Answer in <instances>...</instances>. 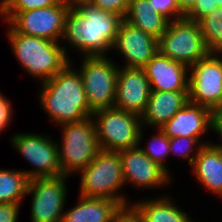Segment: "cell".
I'll list each match as a JSON object with an SVG mask.
<instances>
[{
  "mask_svg": "<svg viewBox=\"0 0 222 222\" xmlns=\"http://www.w3.org/2000/svg\"><path fill=\"white\" fill-rule=\"evenodd\" d=\"M63 0H10L0 12H22L60 4Z\"/></svg>",
  "mask_w": 222,
  "mask_h": 222,
  "instance_id": "cell-27",
  "label": "cell"
},
{
  "mask_svg": "<svg viewBox=\"0 0 222 222\" xmlns=\"http://www.w3.org/2000/svg\"><path fill=\"white\" fill-rule=\"evenodd\" d=\"M92 118L100 150L119 152L141 144V116L111 107L92 113Z\"/></svg>",
  "mask_w": 222,
  "mask_h": 222,
  "instance_id": "cell-4",
  "label": "cell"
},
{
  "mask_svg": "<svg viewBox=\"0 0 222 222\" xmlns=\"http://www.w3.org/2000/svg\"><path fill=\"white\" fill-rule=\"evenodd\" d=\"M10 0H2L0 2V10L9 2Z\"/></svg>",
  "mask_w": 222,
  "mask_h": 222,
  "instance_id": "cell-38",
  "label": "cell"
},
{
  "mask_svg": "<svg viewBox=\"0 0 222 222\" xmlns=\"http://www.w3.org/2000/svg\"><path fill=\"white\" fill-rule=\"evenodd\" d=\"M8 40L15 57L29 75L48 81L70 61L65 46L44 38L16 32L11 26Z\"/></svg>",
  "mask_w": 222,
  "mask_h": 222,
  "instance_id": "cell-3",
  "label": "cell"
},
{
  "mask_svg": "<svg viewBox=\"0 0 222 222\" xmlns=\"http://www.w3.org/2000/svg\"><path fill=\"white\" fill-rule=\"evenodd\" d=\"M69 6L63 1L46 8L22 12H0L16 32L60 42L63 38Z\"/></svg>",
  "mask_w": 222,
  "mask_h": 222,
  "instance_id": "cell-9",
  "label": "cell"
},
{
  "mask_svg": "<svg viewBox=\"0 0 222 222\" xmlns=\"http://www.w3.org/2000/svg\"><path fill=\"white\" fill-rule=\"evenodd\" d=\"M158 134L153 136L147 147L140 149L156 164L163 168L167 173L169 172L165 166V158L170 154L169 137L158 128Z\"/></svg>",
  "mask_w": 222,
  "mask_h": 222,
  "instance_id": "cell-25",
  "label": "cell"
},
{
  "mask_svg": "<svg viewBox=\"0 0 222 222\" xmlns=\"http://www.w3.org/2000/svg\"><path fill=\"white\" fill-rule=\"evenodd\" d=\"M60 126L63 139L61 145H57L59 162L62 175L69 176L86 168L95 159L100 148L92 116Z\"/></svg>",
  "mask_w": 222,
  "mask_h": 222,
  "instance_id": "cell-6",
  "label": "cell"
},
{
  "mask_svg": "<svg viewBox=\"0 0 222 222\" xmlns=\"http://www.w3.org/2000/svg\"><path fill=\"white\" fill-rule=\"evenodd\" d=\"M80 196L105 198L127 205L126 197L118 190L125 184L121 156L118 152L100 150L95 159L80 171Z\"/></svg>",
  "mask_w": 222,
  "mask_h": 222,
  "instance_id": "cell-5",
  "label": "cell"
},
{
  "mask_svg": "<svg viewBox=\"0 0 222 222\" xmlns=\"http://www.w3.org/2000/svg\"><path fill=\"white\" fill-rule=\"evenodd\" d=\"M123 18L91 4L70 7L66 15L63 40L84 56H106L112 49Z\"/></svg>",
  "mask_w": 222,
  "mask_h": 222,
  "instance_id": "cell-1",
  "label": "cell"
},
{
  "mask_svg": "<svg viewBox=\"0 0 222 222\" xmlns=\"http://www.w3.org/2000/svg\"><path fill=\"white\" fill-rule=\"evenodd\" d=\"M217 7L219 6L216 0H198L184 17L198 22L203 16L209 14Z\"/></svg>",
  "mask_w": 222,
  "mask_h": 222,
  "instance_id": "cell-30",
  "label": "cell"
},
{
  "mask_svg": "<svg viewBox=\"0 0 222 222\" xmlns=\"http://www.w3.org/2000/svg\"><path fill=\"white\" fill-rule=\"evenodd\" d=\"M211 130L217 132L221 137V141H222V122H217L213 117L211 120ZM211 145L219 150L222 151V144H212Z\"/></svg>",
  "mask_w": 222,
  "mask_h": 222,
  "instance_id": "cell-35",
  "label": "cell"
},
{
  "mask_svg": "<svg viewBox=\"0 0 222 222\" xmlns=\"http://www.w3.org/2000/svg\"><path fill=\"white\" fill-rule=\"evenodd\" d=\"M70 62L54 77L42 83L40 104L52 121L80 122L92 116L79 71Z\"/></svg>",
  "mask_w": 222,
  "mask_h": 222,
  "instance_id": "cell-2",
  "label": "cell"
},
{
  "mask_svg": "<svg viewBox=\"0 0 222 222\" xmlns=\"http://www.w3.org/2000/svg\"><path fill=\"white\" fill-rule=\"evenodd\" d=\"M20 204L0 203V222H17Z\"/></svg>",
  "mask_w": 222,
  "mask_h": 222,
  "instance_id": "cell-32",
  "label": "cell"
},
{
  "mask_svg": "<svg viewBox=\"0 0 222 222\" xmlns=\"http://www.w3.org/2000/svg\"><path fill=\"white\" fill-rule=\"evenodd\" d=\"M67 178L62 175L29 180L26 195L32 194V222H62Z\"/></svg>",
  "mask_w": 222,
  "mask_h": 222,
  "instance_id": "cell-12",
  "label": "cell"
},
{
  "mask_svg": "<svg viewBox=\"0 0 222 222\" xmlns=\"http://www.w3.org/2000/svg\"><path fill=\"white\" fill-rule=\"evenodd\" d=\"M188 102V91H155L151 90L142 124L161 128L174 114Z\"/></svg>",
  "mask_w": 222,
  "mask_h": 222,
  "instance_id": "cell-18",
  "label": "cell"
},
{
  "mask_svg": "<svg viewBox=\"0 0 222 222\" xmlns=\"http://www.w3.org/2000/svg\"><path fill=\"white\" fill-rule=\"evenodd\" d=\"M204 43L210 53L222 52V7H217L199 21Z\"/></svg>",
  "mask_w": 222,
  "mask_h": 222,
  "instance_id": "cell-24",
  "label": "cell"
},
{
  "mask_svg": "<svg viewBox=\"0 0 222 222\" xmlns=\"http://www.w3.org/2000/svg\"><path fill=\"white\" fill-rule=\"evenodd\" d=\"M132 205L138 210L144 222H193L170 197L146 199Z\"/></svg>",
  "mask_w": 222,
  "mask_h": 222,
  "instance_id": "cell-22",
  "label": "cell"
},
{
  "mask_svg": "<svg viewBox=\"0 0 222 222\" xmlns=\"http://www.w3.org/2000/svg\"><path fill=\"white\" fill-rule=\"evenodd\" d=\"M158 40L126 22L124 19L116 34L112 49L125 57V67L144 68L158 52Z\"/></svg>",
  "mask_w": 222,
  "mask_h": 222,
  "instance_id": "cell-14",
  "label": "cell"
},
{
  "mask_svg": "<svg viewBox=\"0 0 222 222\" xmlns=\"http://www.w3.org/2000/svg\"><path fill=\"white\" fill-rule=\"evenodd\" d=\"M29 179L24 171L0 169V203L22 204Z\"/></svg>",
  "mask_w": 222,
  "mask_h": 222,
  "instance_id": "cell-23",
  "label": "cell"
},
{
  "mask_svg": "<svg viewBox=\"0 0 222 222\" xmlns=\"http://www.w3.org/2000/svg\"><path fill=\"white\" fill-rule=\"evenodd\" d=\"M7 98L0 93V132L8 126L12 118V105Z\"/></svg>",
  "mask_w": 222,
  "mask_h": 222,
  "instance_id": "cell-33",
  "label": "cell"
},
{
  "mask_svg": "<svg viewBox=\"0 0 222 222\" xmlns=\"http://www.w3.org/2000/svg\"><path fill=\"white\" fill-rule=\"evenodd\" d=\"M209 53L189 67L188 101L214 111L222 103V57Z\"/></svg>",
  "mask_w": 222,
  "mask_h": 222,
  "instance_id": "cell-11",
  "label": "cell"
},
{
  "mask_svg": "<svg viewBox=\"0 0 222 222\" xmlns=\"http://www.w3.org/2000/svg\"><path fill=\"white\" fill-rule=\"evenodd\" d=\"M121 156L122 173L125 183L139 188H149L168 184L170 176L163 168L154 163L140 146L118 152Z\"/></svg>",
  "mask_w": 222,
  "mask_h": 222,
  "instance_id": "cell-15",
  "label": "cell"
},
{
  "mask_svg": "<svg viewBox=\"0 0 222 222\" xmlns=\"http://www.w3.org/2000/svg\"><path fill=\"white\" fill-rule=\"evenodd\" d=\"M212 117L211 109L188 101L160 129L169 138L187 136L200 139L201 135L211 130Z\"/></svg>",
  "mask_w": 222,
  "mask_h": 222,
  "instance_id": "cell-17",
  "label": "cell"
},
{
  "mask_svg": "<svg viewBox=\"0 0 222 222\" xmlns=\"http://www.w3.org/2000/svg\"><path fill=\"white\" fill-rule=\"evenodd\" d=\"M130 205V206H129ZM111 222H144L138 210L131 204L122 205L115 212Z\"/></svg>",
  "mask_w": 222,
  "mask_h": 222,
  "instance_id": "cell-31",
  "label": "cell"
},
{
  "mask_svg": "<svg viewBox=\"0 0 222 222\" xmlns=\"http://www.w3.org/2000/svg\"><path fill=\"white\" fill-rule=\"evenodd\" d=\"M198 140H199L198 138L187 137V136L186 137L178 136L174 138H169L170 153L173 154L174 152L177 155L179 154L180 156H182L183 159L189 158L188 162L192 166L194 159L197 156L198 151L200 150V147L202 145H205L204 143L199 144ZM195 145L197 146V148L195 147L196 152L195 150H193ZM191 152H193L194 156L193 155L190 156Z\"/></svg>",
  "mask_w": 222,
  "mask_h": 222,
  "instance_id": "cell-26",
  "label": "cell"
},
{
  "mask_svg": "<svg viewBox=\"0 0 222 222\" xmlns=\"http://www.w3.org/2000/svg\"><path fill=\"white\" fill-rule=\"evenodd\" d=\"M89 4L100 10L116 13L124 19L128 11L129 0H92Z\"/></svg>",
  "mask_w": 222,
  "mask_h": 222,
  "instance_id": "cell-29",
  "label": "cell"
},
{
  "mask_svg": "<svg viewBox=\"0 0 222 222\" xmlns=\"http://www.w3.org/2000/svg\"><path fill=\"white\" fill-rule=\"evenodd\" d=\"M158 52L188 67L205 58L207 50L199 22L182 17L170 21L166 32L158 39Z\"/></svg>",
  "mask_w": 222,
  "mask_h": 222,
  "instance_id": "cell-7",
  "label": "cell"
},
{
  "mask_svg": "<svg viewBox=\"0 0 222 222\" xmlns=\"http://www.w3.org/2000/svg\"><path fill=\"white\" fill-rule=\"evenodd\" d=\"M79 203L63 213L62 222H111L121 206L114 200L79 196Z\"/></svg>",
  "mask_w": 222,
  "mask_h": 222,
  "instance_id": "cell-20",
  "label": "cell"
},
{
  "mask_svg": "<svg viewBox=\"0 0 222 222\" xmlns=\"http://www.w3.org/2000/svg\"><path fill=\"white\" fill-rule=\"evenodd\" d=\"M92 0H63L69 7H76L79 4H89Z\"/></svg>",
  "mask_w": 222,
  "mask_h": 222,
  "instance_id": "cell-36",
  "label": "cell"
},
{
  "mask_svg": "<svg viewBox=\"0 0 222 222\" xmlns=\"http://www.w3.org/2000/svg\"><path fill=\"white\" fill-rule=\"evenodd\" d=\"M155 91H188L189 67L157 52L143 68Z\"/></svg>",
  "mask_w": 222,
  "mask_h": 222,
  "instance_id": "cell-16",
  "label": "cell"
},
{
  "mask_svg": "<svg viewBox=\"0 0 222 222\" xmlns=\"http://www.w3.org/2000/svg\"><path fill=\"white\" fill-rule=\"evenodd\" d=\"M218 2V6L222 7V0H216Z\"/></svg>",
  "mask_w": 222,
  "mask_h": 222,
  "instance_id": "cell-39",
  "label": "cell"
},
{
  "mask_svg": "<svg viewBox=\"0 0 222 222\" xmlns=\"http://www.w3.org/2000/svg\"><path fill=\"white\" fill-rule=\"evenodd\" d=\"M198 0H177L179 11L185 16Z\"/></svg>",
  "mask_w": 222,
  "mask_h": 222,
  "instance_id": "cell-34",
  "label": "cell"
},
{
  "mask_svg": "<svg viewBox=\"0 0 222 222\" xmlns=\"http://www.w3.org/2000/svg\"><path fill=\"white\" fill-rule=\"evenodd\" d=\"M210 143L200 147L191 167L201 185L222 197V151Z\"/></svg>",
  "mask_w": 222,
  "mask_h": 222,
  "instance_id": "cell-19",
  "label": "cell"
},
{
  "mask_svg": "<svg viewBox=\"0 0 222 222\" xmlns=\"http://www.w3.org/2000/svg\"><path fill=\"white\" fill-rule=\"evenodd\" d=\"M11 145L34 166L24 171L29 180L62 176L58 146L49 137L39 134L19 133L11 137Z\"/></svg>",
  "mask_w": 222,
  "mask_h": 222,
  "instance_id": "cell-10",
  "label": "cell"
},
{
  "mask_svg": "<svg viewBox=\"0 0 222 222\" xmlns=\"http://www.w3.org/2000/svg\"><path fill=\"white\" fill-rule=\"evenodd\" d=\"M213 118L217 122H222V103L213 111Z\"/></svg>",
  "mask_w": 222,
  "mask_h": 222,
  "instance_id": "cell-37",
  "label": "cell"
},
{
  "mask_svg": "<svg viewBox=\"0 0 222 222\" xmlns=\"http://www.w3.org/2000/svg\"><path fill=\"white\" fill-rule=\"evenodd\" d=\"M124 20L157 40L166 32L169 20L154 12L149 0H129Z\"/></svg>",
  "mask_w": 222,
  "mask_h": 222,
  "instance_id": "cell-21",
  "label": "cell"
},
{
  "mask_svg": "<svg viewBox=\"0 0 222 222\" xmlns=\"http://www.w3.org/2000/svg\"><path fill=\"white\" fill-rule=\"evenodd\" d=\"M79 73L90 110L114 107L119 67L106 56H84Z\"/></svg>",
  "mask_w": 222,
  "mask_h": 222,
  "instance_id": "cell-8",
  "label": "cell"
},
{
  "mask_svg": "<svg viewBox=\"0 0 222 222\" xmlns=\"http://www.w3.org/2000/svg\"><path fill=\"white\" fill-rule=\"evenodd\" d=\"M154 12H159L169 21L184 17L179 11L177 0H149ZM171 16V17H170ZM173 16V17H172Z\"/></svg>",
  "mask_w": 222,
  "mask_h": 222,
  "instance_id": "cell-28",
  "label": "cell"
},
{
  "mask_svg": "<svg viewBox=\"0 0 222 222\" xmlns=\"http://www.w3.org/2000/svg\"><path fill=\"white\" fill-rule=\"evenodd\" d=\"M151 86L142 68L119 67L114 107L141 116L147 106Z\"/></svg>",
  "mask_w": 222,
  "mask_h": 222,
  "instance_id": "cell-13",
  "label": "cell"
}]
</instances>
